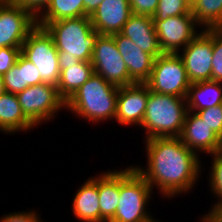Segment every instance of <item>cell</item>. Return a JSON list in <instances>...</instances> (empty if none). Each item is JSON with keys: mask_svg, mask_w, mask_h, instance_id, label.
<instances>
[{"mask_svg": "<svg viewBox=\"0 0 222 222\" xmlns=\"http://www.w3.org/2000/svg\"><path fill=\"white\" fill-rule=\"evenodd\" d=\"M143 144L146 146V166H132L153 191L157 188V194L164 199H174L194 189L203 172L202 157L187 148L179 137L151 138Z\"/></svg>", "mask_w": 222, "mask_h": 222, "instance_id": "obj_1", "label": "cell"}, {"mask_svg": "<svg viewBox=\"0 0 222 222\" xmlns=\"http://www.w3.org/2000/svg\"><path fill=\"white\" fill-rule=\"evenodd\" d=\"M119 87L93 75L66 101V111L88 124L115 120Z\"/></svg>", "mask_w": 222, "mask_h": 222, "instance_id": "obj_2", "label": "cell"}, {"mask_svg": "<svg viewBox=\"0 0 222 222\" xmlns=\"http://www.w3.org/2000/svg\"><path fill=\"white\" fill-rule=\"evenodd\" d=\"M52 36L59 61L91 62L96 40L100 35L89 16L61 19L55 22H37Z\"/></svg>", "mask_w": 222, "mask_h": 222, "instance_id": "obj_3", "label": "cell"}, {"mask_svg": "<svg viewBox=\"0 0 222 222\" xmlns=\"http://www.w3.org/2000/svg\"><path fill=\"white\" fill-rule=\"evenodd\" d=\"M186 98L149 92L144 119L139 127L145 140L157 137H179L187 114Z\"/></svg>", "mask_w": 222, "mask_h": 222, "instance_id": "obj_4", "label": "cell"}, {"mask_svg": "<svg viewBox=\"0 0 222 222\" xmlns=\"http://www.w3.org/2000/svg\"><path fill=\"white\" fill-rule=\"evenodd\" d=\"M120 170V199L115 215L108 222H154L149 206L153 190L131 165ZM150 211V212H149Z\"/></svg>", "mask_w": 222, "mask_h": 222, "instance_id": "obj_5", "label": "cell"}, {"mask_svg": "<svg viewBox=\"0 0 222 222\" xmlns=\"http://www.w3.org/2000/svg\"><path fill=\"white\" fill-rule=\"evenodd\" d=\"M21 54L38 68L42 83L57 86L60 78L58 50L44 27L37 25L29 33L22 44Z\"/></svg>", "mask_w": 222, "mask_h": 222, "instance_id": "obj_6", "label": "cell"}, {"mask_svg": "<svg viewBox=\"0 0 222 222\" xmlns=\"http://www.w3.org/2000/svg\"><path fill=\"white\" fill-rule=\"evenodd\" d=\"M17 97L23 113L37 128L54 120L62 109H66L57 86L48 83L28 86Z\"/></svg>", "mask_w": 222, "mask_h": 222, "instance_id": "obj_7", "label": "cell"}, {"mask_svg": "<svg viewBox=\"0 0 222 222\" xmlns=\"http://www.w3.org/2000/svg\"><path fill=\"white\" fill-rule=\"evenodd\" d=\"M145 84L155 93L186 98L191 82L178 53H163L154 59L150 78Z\"/></svg>", "mask_w": 222, "mask_h": 222, "instance_id": "obj_8", "label": "cell"}, {"mask_svg": "<svg viewBox=\"0 0 222 222\" xmlns=\"http://www.w3.org/2000/svg\"><path fill=\"white\" fill-rule=\"evenodd\" d=\"M94 73L117 86H129V73L112 35H99L92 53Z\"/></svg>", "mask_w": 222, "mask_h": 222, "instance_id": "obj_9", "label": "cell"}, {"mask_svg": "<svg viewBox=\"0 0 222 222\" xmlns=\"http://www.w3.org/2000/svg\"><path fill=\"white\" fill-rule=\"evenodd\" d=\"M191 83L212 80L213 29H203L178 52Z\"/></svg>", "mask_w": 222, "mask_h": 222, "instance_id": "obj_10", "label": "cell"}, {"mask_svg": "<svg viewBox=\"0 0 222 222\" xmlns=\"http://www.w3.org/2000/svg\"><path fill=\"white\" fill-rule=\"evenodd\" d=\"M37 26V17L29 10L9 1L0 3V48H21Z\"/></svg>", "mask_w": 222, "mask_h": 222, "instance_id": "obj_11", "label": "cell"}, {"mask_svg": "<svg viewBox=\"0 0 222 222\" xmlns=\"http://www.w3.org/2000/svg\"><path fill=\"white\" fill-rule=\"evenodd\" d=\"M153 23L163 53L180 52L203 30L195 22L192 13L168 17L166 20H153Z\"/></svg>", "mask_w": 222, "mask_h": 222, "instance_id": "obj_12", "label": "cell"}, {"mask_svg": "<svg viewBox=\"0 0 222 222\" xmlns=\"http://www.w3.org/2000/svg\"><path fill=\"white\" fill-rule=\"evenodd\" d=\"M150 89L145 83L119 87L115 123L140 127L147 107Z\"/></svg>", "mask_w": 222, "mask_h": 222, "instance_id": "obj_13", "label": "cell"}, {"mask_svg": "<svg viewBox=\"0 0 222 222\" xmlns=\"http://www.w3.org/2000/svg\"><path fill=\"white\" fill-rule=\"evenodd\" d=\"M179 138L199 157H201L200 153L201 155L217 153L220 145V137L203 122L197 113L191 111H187Z\"/></svg>", "mask_w": 222, "mask_h": 222, "instance_id": "obj_14", "label": "cell"}, {"mask_svg": "<svg viewBox=\"0 0 222 222\" xmlns=\"http://www.w3.org/2000/svg\"><path fill=\"white\" fill-rule=\"evenodd\" d=\"M129 73V85L146 83L150 78L154 57L142 51L128 37L121 33L112 34Z\"/></svg>", "mask_w": 222, "mask_h": 222, "instance_id": "obj_15", "label": "cell"}, {"mask_svg": "<svg viewBox=\"0 0 222 222\" xmlns=\"http://www.w3.org/2000/svg\"><path fill=\"white\" fill-rule=\"evenodd\" d=\"M131 15L128 0H103L90 19L100 35H112L122 31Z\"/></svg>", "mask_w": 222, "mask_h": 222, "instance_id": "obj_16", "label": "cell"}, {"mask_svg": "<svg viewBox=\"0 0 222 222\" xmlns=\"http://www.w3.org/2000/svg\"><path fill=\"white\" fill-rule=\"evenodd\" d=\"M120 33L154 58L163 54L151 16L132 14Z\"/></svg>", "mask_w": 222, "mask_h": 222, "instance_id": "obj_17", "label": "cell"}, {"mask_svg": "<svg viewBox=\"0 0 222 222\" xmlns=\"http://www.w3.org/2000/svg\"><path fill=\"white\" fill-rule=\"evenodd\" d=\"M82 183L73 196L71 210L79 222H100L98 175Z\"/></svg>", "mask_w": 222, "mask_h": 222, "instance_id": "obj_18", "label": "cell"}, {"mask_svg": "<svg viewBox=\"0 0 222 222\" xmlns=\"http://www.w3.org/2000/svg\"><path fill=\"white\" fill-rule=\"evenodd\" d=\"M37 127L25 116L16 94L0 95V131L3 134L30 132Z\"/></svg>", "mask_w": 222, "mask_h": 222, "instance_id": "obj_19", "label": "cell"}, {"mask_svg": "<svg viewBox=\"0 0 222 222\" xmlns=\"http://www.w3.org/2000/svg\"><path fill=\"white\" fill-rule=\"evenodd\" d=\"M100 222H108L117 210L120 199V170L101 171L98 174Z\"/></svg>", "mask_w": 222, "mask_h": 222, "instance_id": "obj_20", "label": "cell"}, {"mask_svg": "<svg viewBox=\"0 0 222 222\" xmlns=\"http://www.w3.org/2000/svg\"><path fill=\"white\" fill-rule=\"evenodd\" d=\"M94 73L91 62L62 61L60 62V78L57 84L59 95L65 102Z\"/></svg>", "mask_w": 222, "mask_h": 222, "instance_id": "obj_21", "label": "cell"}, {"mask_svg": "<svg viewBox=\"0 0 222 222\" xmlns=\"http://www.w3.org/2000/svg\"><path fill=\"white\" fill-rule=\"evenodd\" d=\"M186 102L188 111L194 113L222 104V82L206 80L191 83Z\"/></svg>", "mask_w": 222, "mask_h": 222, "instance_id": "obj_22", "label": "cell"}, {"mask_svg": "<svg viewBox=\"0 0 222 222\" xmlns=\"http://www.w3.org/2000/svg\"><path fill=\"white\" fill-rule=\"evenodd\" d=\"M84 16L83 0H51L37 16V22H55Z\"/></svg>", "mask_w": 222, "mask_h": 222, "instance_id": "obj_23", "label": "cell"}, {"mask_svg": "<svg viewBox=\"0 0 222 222\" xmlns=\"http://www.w3.org/2000/svg\"><path fill=\"white\" fill-rule=\"evenodd\" d=\"M192 14L201 29L222 28V0H197Z\"/></svg>", "mask_w": 222, "mask_h": 222, "instance_id": "obj_24", "label": "cell"}, {"mask_svg": "<svg viewBox=\"0 0 222 222\" xmlns=\"http://www.w3.org/2000/svg\"><path fill=\"white\" fill-rule=\"evenodd\" d=\"M211 158V169L208 170L209 178H208V186H210L211 194L215 197L217 201L215 203L211 204L210 210H208V213L215 208L216 206H219L222 204V156L218 153H215L213 155H210Z\"/></svg>", "mask_w": 222, "mask_h": 222, "instance_id": "obj_25", "label": "cell"}, {"mask_svg": "<svg viewBox=\"0 0 222 222\" xmlns=\"http://www.w3.org/2000/svg\"><path fill=\"white\" fill-rule=\"evenodd\" d=\"M192 6L187 0H159L153 20H166L168 17L191 14Z\"/></svg>", "mask_w": 222, "mask_h": 222, "instance_id": "obj_26", "label": "cell"}, {"mask_svg": "<svg viewBox=\"0 0 222 222\" xmlns=\"http://www.w3.org/2000/svg\"><path fill=\"white\" fill-rule=\"evenodd\" d=\"M3 83L6 92L16 95L30 86L25 83L24 67H20V55L11 69L3 75Z\"/></svg>", "mask_w": 222, "mask_h": 222, "instance_id": "obj_27", "label": "cell"}, {"mask_svg": "<svg viewBox=\"0 0 222 222\" xmlns=\"http://www.w3.org/2000/svg\"><path fill=\"white\" fill-rule=\"evenodd\" d=\"M212 80L222 82V28L213 29Z\"/></svg>", "mask_w": 222, "mask_h": 222, "instance_id": "obj_28", "label": "cell"}, {"mask_svg": "<svg viewBox=\"0 0 222 222\" xmlns=\"http://www.w3.org/2000/svg\"><path fill=\"white\" fill-rule=\"evenodd\" d=\"M197 114L215 134L222 136V104L203 109Z\"/></svg>", "mask_w": 222, "mask_h": 222, "instance_id": "obj_29", "label": "cell"}, {"mask_svg": "<svg viewBox=\"0 0 222 222\" xmlns=\"http://www.w3.org/2000/svg\"><path fill=\"white\" fill-rule=\"evenodd\" d=\"M35 209L28 211H13L12 213L2 214L0 222H43L42 218Z\"/></svg>", "mask_w": 222, "mask_h": 222, "instance_id": "obj_30", "label": "cell"}, {"mask_svg": "<svg viewBox=\"0 0 222 222\" xmlns=\"http://www.w3.org/2000/svg\"><path fill=\"white\" fill-rule=\"evenodd\" d=\"M20 54L21 48H0V75L6 74L11 69Z\"/></svg>", "mask_w": 222, "mask_h": 222, "instance_id": "obj_31", "label": "cell"}, {"mask_svg": "<svg viewBox=\"0 0 222 222\" xmlns=\"http://www.w3.org/2000/svg\"><path fill=\"white\" fill-rule=\"evenodd\" d=\"M132 14L153 17L157 10L159 0H128Z\"/></svg>", "mask_w": 222, "mask_h": 222, "instance_id": "obj_32", "label": "cell"}, {"mask_svg": "<svg viewBox=\"0 0 222 222\" xmlns=\"http://www.w3.org/2000/svg\"><path fill=\"white\" fill-rule=\"evenodd\" d=\"M20 67H24L25 83L37 85L42 83V79L38 76V68L22 54H20Z\"/></svg>", "mask_w": 222, "mask_h": 222, "instance_id": "obj_33", "label": "cell"}, {"mask_svg": "<svg viewBox=\"0 0 222 222\" xmlns=\"http://www.w3.org/2000/svg\"><path fill=\"white\" fill-rule=\"evenodd\" d=\"M12 4L31 11L36 17L46 8L51 0H8Z\"/></svg>", "mask_w": 222, "mask_h": 222, "instance_id": "obj_34", "label": "cell"}, {"mask_svg": "<svg viewBox=\"0 0 222 222\" xmlns=\"http://www.w3.org/2000/svg\"><path fill=\"white\" fill-rule=\"evenodd\" d=\"M199 222H222V204L213 208L209 213H204Z\"/></svg>", "mask_w": 222, "mask_h": 222, "instance_id": "obj_35", "label": "cell"}, {"mask_svg": "<svg viewBox=\"0 0 222 222\" xmlns=\"http://www.w3.org/2000/svg\"><path fill=\"white\" fill-rule=\"evenodd\" d=\"M103 0H83L84 3V16H91L97 10L99 4Z\"/></svg>", "mask_w": 222, "mask_h": 222, "instance_id": "obj_36", "label": "cell"}, {"mask_svg": "<svg viewBox=\"0 0 222 222\" xmlns=\"http://www.w3.org/2000/svg\"><path fill=\"white\" fill-rule=\"evenodd\" d=\"M5 92H6V90H5L4 83H3V75H0V95H2Z\"/></svg>", "mask_w": 222, "mask_h": 222, "instance_id": "obj_37", "label": "cell"}, {"mask_svg": "<svg viewBox=\"0 0 222 222\" xmlns=\"http://www.w3.org/2000/svg\"><path fill=\"white\" fill-rule=\"evenodd\" d=\"M217 153L222 156V136L220 137V145Z\"/></svg>", "mask_w": 222, "mask_h": 222, "instance_id": "obj_38", "label": "cell"}, {"mask_svg": "<svg viewBox=\"0 0 222 222\" xmlns=\"http://www.w3.org/2000/svg\"><path fill=\"white\" fill-rule=\"evenodd\" d=\"M187 2L192 6L194 3L197 2V0H187Z\"/></svg>", "mask_w": 222, "mask_h": 222, "instance_id": "obj_39", "label": "cell"}, {"mask_svg": "<svg viewBox=\"0 0 222 222\" xmlns=\"http://www.w3.org/2000/svg\"><path fill=\"white\" fill-rule=\"evenodd\" d=\"M6 1H8V0H0V3L6 2Z\"/></svg>", "mask_w": 222, "mask_h": 222, "instance_id": "obj_40", "label": "cell"}]
</instances>
